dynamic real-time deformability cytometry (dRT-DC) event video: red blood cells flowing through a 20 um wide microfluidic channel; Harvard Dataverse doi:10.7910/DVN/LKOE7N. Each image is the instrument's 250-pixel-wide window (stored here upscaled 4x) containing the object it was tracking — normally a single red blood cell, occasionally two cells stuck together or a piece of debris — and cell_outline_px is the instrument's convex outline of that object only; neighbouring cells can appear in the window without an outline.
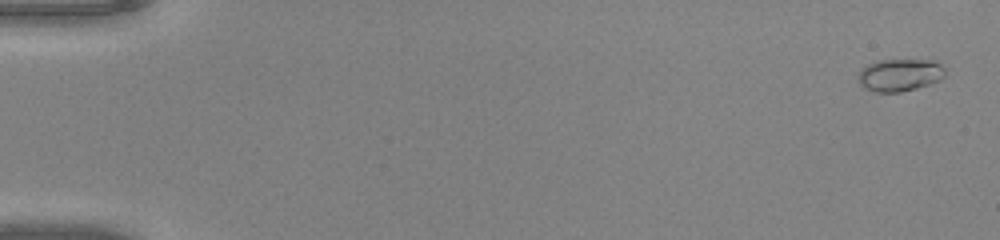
{"species": "common noctule bat (a hibernating species)", "species_latin": "Nyctalus noctula", "temperature_condition": "warm", "stored_images_in_passage": 41, "camera_frame_rate_fps": 3000, "um_per_image_px": 0.085, "animal": {"sex": "male", "body_mass_g": 20.0, "forearm_length_mm": 53.3}, "frame": {"image": 1, "passage_image": 2, "time_ms": 0.333, "image_size_px": [1000, 240], "cell_outline_px": [[944, 76], [940, 80], [916, 88], [900, 92], [876, 92], [864, 88], [860, 84], [856, 76], [868, 64], [880, 60], [932, 60], [940, 64], [944, 68]], "centroid_in_image_um": [76.46, 6.38], "position_along_channel_um": 8.5, "area_um2": 16.3}}
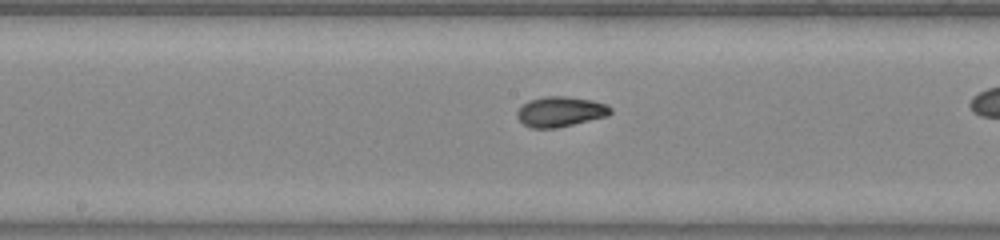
{"frame": {"image": 2, "passage_image": 28, "time_ms": 9.0, "image_size_px": [1000, 240], "cell_outline_px": [[612, 112], [608, 116], [560, 128], [532, 128], [524, 124], [516, 116], [516, 112], [528, 100], [544, 96], [564, 96], [592, 100], [608, 104], [612, 108]], "centroid_in_image_um": [47.66, 9.49], "position_along_channel_um": 200.5, "area_um2": 16.65}}
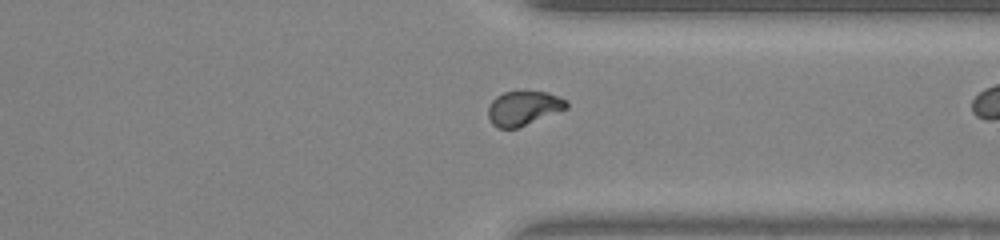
{"frame": {"image": 3, "passage_image": 40, "time_ms": 13.0, "image_size_px": [1000, 240], "cell_outline_px": [[568, 108], [516, 128], [496, 128], [492, 124], [488, 116], [488, 108], [492, 100], [496, 96], [504, 92], [548, 92], [568, 100]], "centroid_in_image_um": [44.49, 9.19], "position_along_channel_um": 366.9, "area_um2": 15.55}}